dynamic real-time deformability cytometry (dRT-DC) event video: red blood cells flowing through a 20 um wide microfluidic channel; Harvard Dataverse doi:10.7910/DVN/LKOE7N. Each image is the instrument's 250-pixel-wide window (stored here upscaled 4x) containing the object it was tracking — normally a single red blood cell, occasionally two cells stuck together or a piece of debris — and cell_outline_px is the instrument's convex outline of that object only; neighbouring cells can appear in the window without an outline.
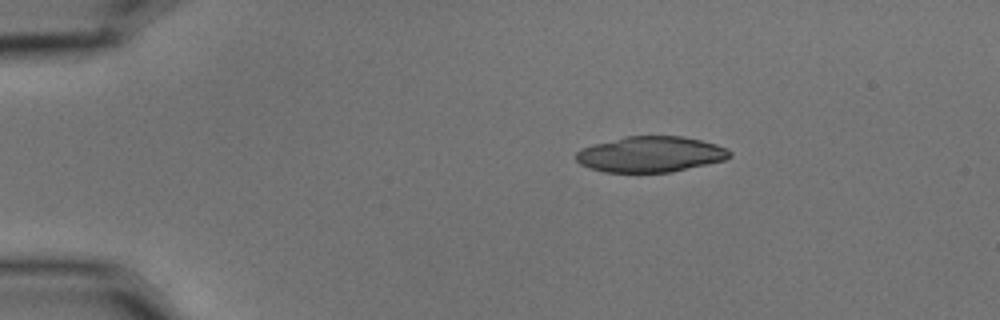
{"species": "common noctule bat (a hibernating species)", "species_latin": "Nyctalus noctula", "temperature_condition": "cold", "stored_images_in_passage": 2, "camera_frame_rate_fps": 3000, "um_per_image_px": 0.085, "animal": {"sex": "male", "body_mass_g": 15.6}, "frame": {"image": 1, "passage_image": 1, "time_ms": 0.0, "image_size_px": [1000, 320], "cell_outline_px": [[732, 156], [724, 160], [708, 164], [672, 172], [604, 172], [580, 164], [576, 160], [576, 152], [580, 148], [624, 136], [684, 136], [716, 144], [728, 148], [732, 152]], "centroid_in_image_um": [55.32, 13.11], "position_along_channel_um": 29.7, "area_um2": 32.08}}